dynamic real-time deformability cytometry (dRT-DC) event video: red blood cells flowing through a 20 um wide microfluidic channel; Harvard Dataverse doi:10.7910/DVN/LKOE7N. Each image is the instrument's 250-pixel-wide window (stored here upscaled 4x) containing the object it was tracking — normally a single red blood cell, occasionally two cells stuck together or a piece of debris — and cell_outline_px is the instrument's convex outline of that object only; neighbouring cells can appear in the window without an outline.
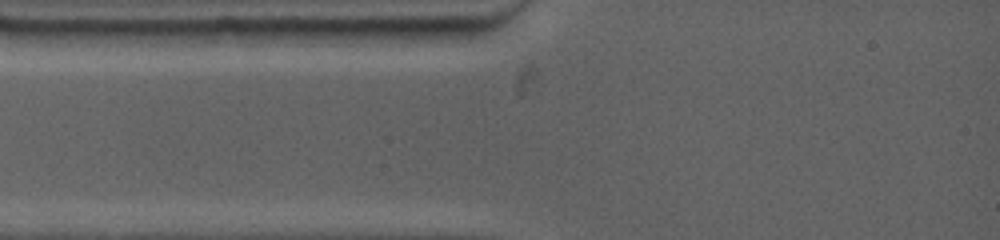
{"species": "common noctule bat (a hibernating species)", "species_latin": "Nyctalus noctula", "temperature_condition": "warm", "stored_images_in_passage": 2, "camera_frame_rate_fps": 4500, "um_per_image_px": 0.085, "animal": {"sex": "female", "body_mass_g": 19.0, "forearm_length_mm": 53.3}, "frame": {"image": 1, "passage_image": 1, "time_ms": 0.0, "image_size_px": [1000, 240], "cell_outline_px": [[472, 28], [464, 44], [412, 48], [380, 44], [372, 28]], "centroid_in_image_um": [35.84, 3.12], "position_along_channel_um": 49.2, "area_um2": 11.85}}